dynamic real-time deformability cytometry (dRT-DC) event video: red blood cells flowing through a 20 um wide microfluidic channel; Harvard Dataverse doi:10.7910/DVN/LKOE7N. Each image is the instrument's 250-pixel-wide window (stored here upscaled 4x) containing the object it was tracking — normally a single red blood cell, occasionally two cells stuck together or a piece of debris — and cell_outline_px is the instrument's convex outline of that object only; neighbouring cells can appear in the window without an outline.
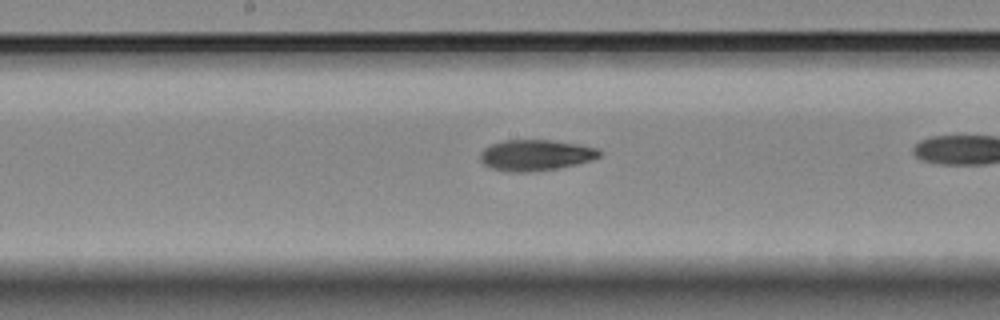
{"species": "Egyptian fruit bat (a non-hibernating species)", "species_latin": "Rousettus aegyptiacus", "temperature_condition": "room temperature", "stored_images_in_passage": 34, "camera_frame_rate_fps": 3000, "um_per_image_px": 0.085, "animal": {"sex": "female"}, "frame": {"image": 1, "passage_image": 20, "time_ms": 6.333, "image_size_px": [1000, 320], "cell_outline_px": [[600, 156], [592, 160], [576, 164], [556, 168], [528, 172], [508, 172], [492, 168], [484, 164], [480, 160], [480, 152], [484, 148], [492, 144], [504, 140], [548, 140], [580, 144], [596, 148], [600, 152]], "centroid_in_image_um": [45.5, 13.18], "position_along_channel_um": 202.7, "area_um2": 21.39}}